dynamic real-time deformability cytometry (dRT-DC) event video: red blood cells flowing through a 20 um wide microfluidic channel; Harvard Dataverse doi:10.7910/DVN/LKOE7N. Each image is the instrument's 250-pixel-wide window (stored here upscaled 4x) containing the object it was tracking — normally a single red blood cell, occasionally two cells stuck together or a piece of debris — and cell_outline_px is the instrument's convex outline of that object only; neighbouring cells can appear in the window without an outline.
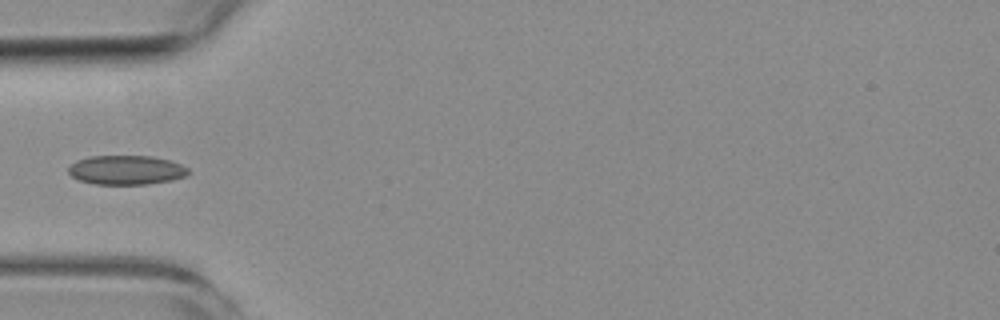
{"species": "common noctule bat (a hibernating species)", "species_latin": "Nyctalus noctula", "temperature_condition": "room temperature", "stored_images_in_passage": 7, "camera_frame_rate_fps": 3000, "um_per_image_px": 0.085, "animal": {"sex": "female", "body_mass_g": 19.3, "forearm_length_mm": 54.1}, "frame": {"image": 1, "passage_image": 3, "time_ms": 3.333, "image_size_px": [1000, 320], "cell_outline_px": [[188, 176], [172, 180], [148, 184], [96, 184], [80, 180], [72, 176], [68, 172], [68, 168], [76, 160], [92, 156], [152, 156], [168, 160], [180, 164], [188, 168]], "centroid_in_image_um": [10.75, 14.45], "position_along_channel_um": 74.3, "area_um2": 20.35}}
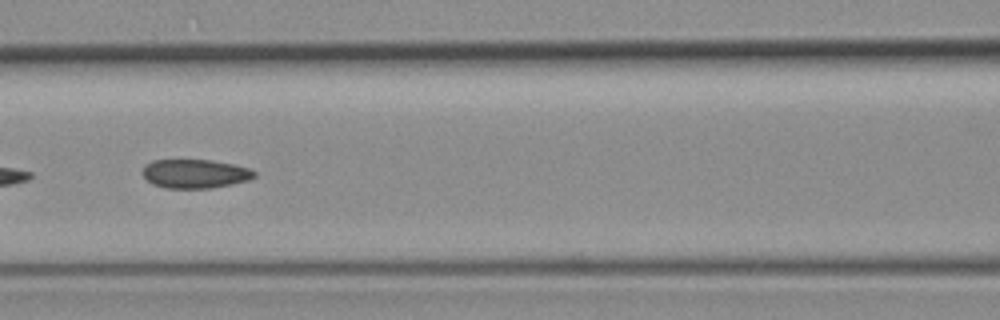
{"frame": {"image": 2, "passage_image": 5, "time_ms": 5.333, "image_size_px": [1000, 320], "cell_outline_px": [[256, 176], [248, 180], [232, 184], [212, 188], [164, 188], [152, 184], [140, 172], [144, 164], [152, 160], [212, 160], [232, 164], [248, 168], [256, 172]], "centroid_in_image_um": [16.54, 14.76], "position_along_channel_um": 150.1, "area_um2": 18.96}}
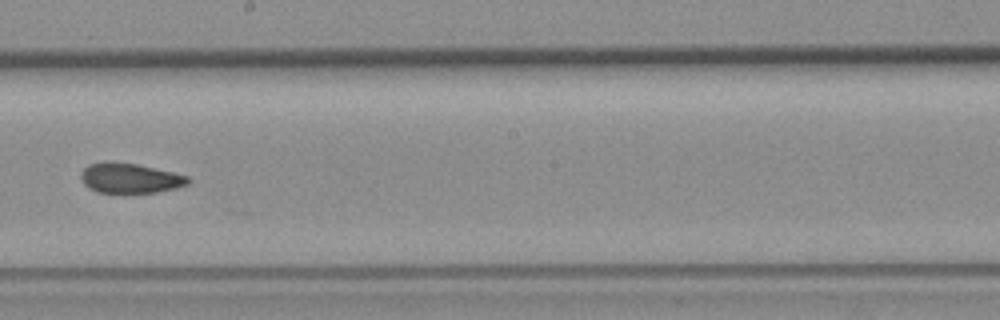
{"frame": {"image": 3, "passage_image": 7, "time_ms": 7.667, "image_size_px": [1000, 320], "cell_outline_px": [[192, 180], [188, 184], [176, 188], [156, 192], [96, 192], [88, 188], [80, 180], [80, 172], [88, 164], [104, 160], [108, 160], [136, 164], [172, 172], [188, 176]], "centroid_in_image_um": [11.0, 15.12], "position_along_channel_um": 237.2, "area_um2": 18.9}}